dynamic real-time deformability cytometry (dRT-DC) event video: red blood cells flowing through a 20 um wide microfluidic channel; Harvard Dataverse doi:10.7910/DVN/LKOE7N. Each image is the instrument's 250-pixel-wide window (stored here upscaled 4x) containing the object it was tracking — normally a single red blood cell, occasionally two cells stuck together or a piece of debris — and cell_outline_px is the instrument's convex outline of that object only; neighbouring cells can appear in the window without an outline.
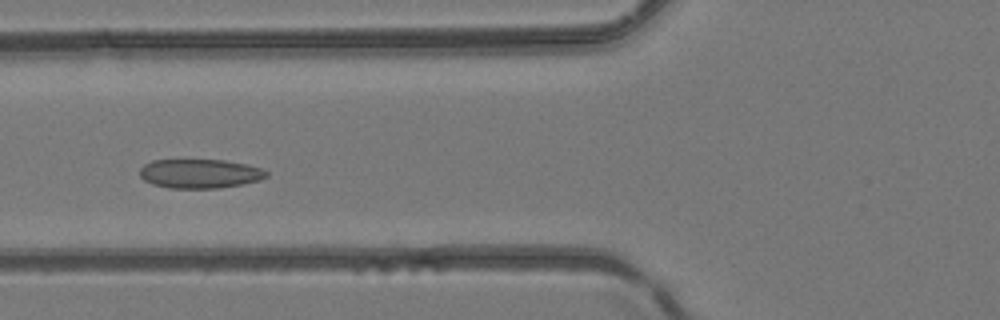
{"species": "common noctule bat (a hibernating species)", "species_latin": "Nyctalus noctula", "temperature_condition": "room temperature", "stored_images_in_passage": 45, "camera_frame_rate_fps": 3000, "um_per_image_px": 0.085, "animal": {"sex": "female", "body_mass_g": 24.6, "forearm_length_mm": 56.2}, "frame": {"image": 1, "passage_image": 16, "time_ms": 5.0, "image_size_px": [1000, 320], "cell_outline_px": [[268, 176], [260, 180], [244, 184], [216, 188], [168, 188], [152, 184], [144, 180], [140, 176], [140, 168], [144, 164], [152, 160], [224, 160], [248, 164], [260, 168], [268, 172]], "centroid_in_image_um": [16.99, 14.76], "position_along_channel_um": 108.8, "area_um2": 21.62}}
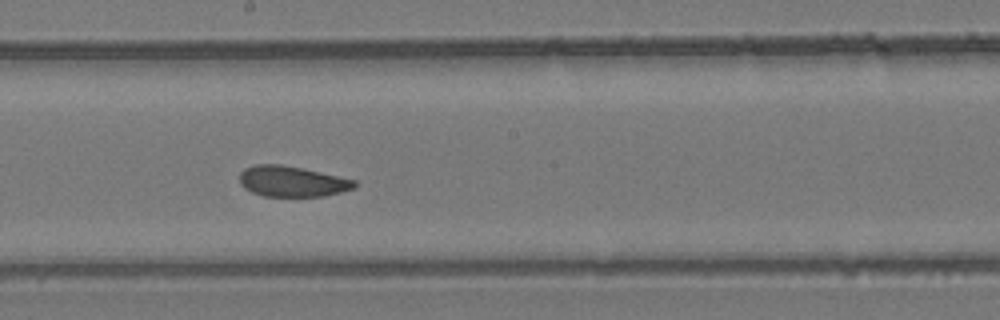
{"frame": {"image": 2, "passage_image": 24, "time_ms": 7.667, "image_size_px": [1000, 320], "cell_outline_px": [[356, 184], [352, 188], [340, 192], [324, 196], [264, 196], [252, 192], [244, 188], [240, 184], [240, 172], [244, 168], [256, 164], [280, 164], [304, 168], [356, 180]], "centroid_in_image_um": [24.79, 15.41], "position_along_channel_um": 223.4, "area_um2": 20.52}}
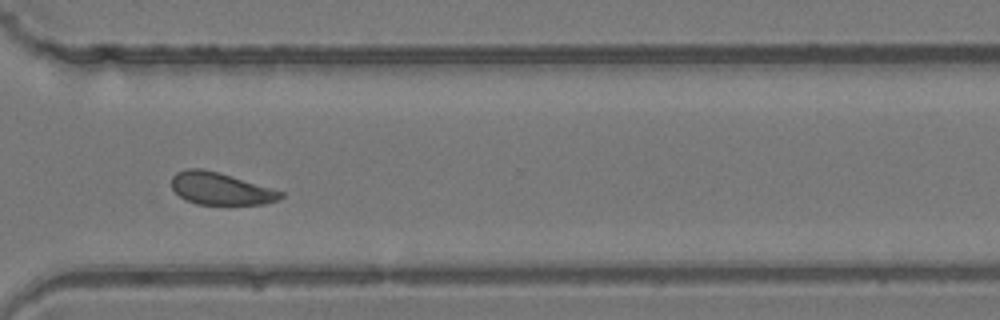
{"frame": {"image": 3, "passage_image": 33, "time_ms": 10.667, "image_size_px": [1000, 320], "cell_outline_px": [[284, 196], [276, 200], [264, 204], [196, 204], [184, 200], [172, 188], [172, 176], [176, 172], [184, 168], [200, 168], [216, 172], [284, 192]], "centroid_in_image_um": [18.7, 16.04], "position_along_channel_um": 351.9, "area_um2": 20.17}}